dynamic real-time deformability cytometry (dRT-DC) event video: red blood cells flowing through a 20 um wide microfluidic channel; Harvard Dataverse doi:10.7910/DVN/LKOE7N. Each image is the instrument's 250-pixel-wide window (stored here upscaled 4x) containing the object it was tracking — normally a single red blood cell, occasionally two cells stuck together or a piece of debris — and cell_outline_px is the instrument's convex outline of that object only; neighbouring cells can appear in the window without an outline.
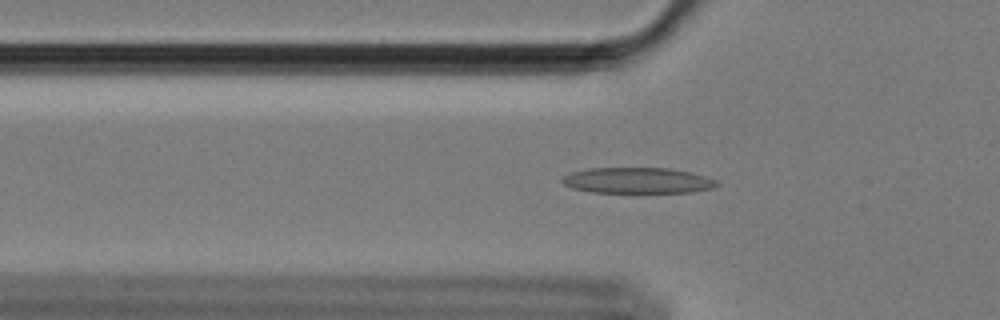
{"species": "Egyptian fruit bat (a non-hibernating species)", "species_latin": "Rousettus aegyptiacus", "temperature_condition": "cold", "stored_images_in_passage": 45, "camera_frame_rate_fps": 3000, "um_per_image_px": 0.085, "animal": {"sex": "female"}, "frame": {"image": 1, "passage_image": 6, "time_ms": 1.667, "image_size_px": [1000, 320], "cell_outline_px": [[720, 184], [712, 188], [692, 192], [592, 192], [572, 188], [564, 184], [560, 180], [568, 172], [588, 168], [668, 168], [692, 172], [716, 180]], "centroid_in_image_um": [54.17, 15.33], "position_along_channel_um": 71.6, "area_um2": 23.29}}
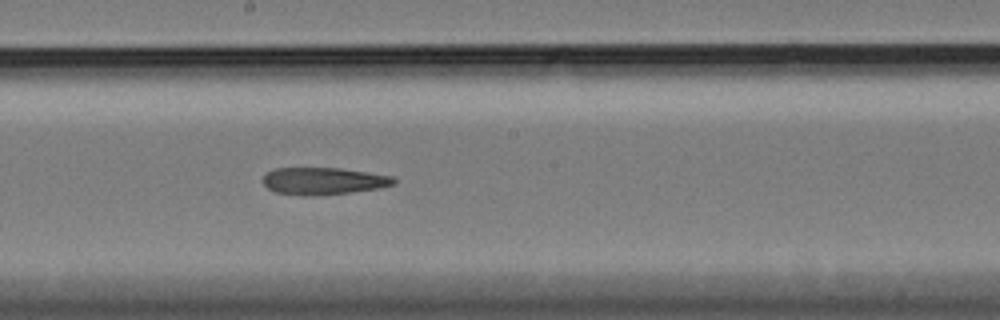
{"frame": {"image": 2, "passage_image": 19, "time_ms": 6.0, "image_size_px": [1000, 320], "cell_outline_px": [[396, 184], [380, 188], [352, 192], [316, 196], [304, 196], [276, 192], [268, 188], [264, 184], [264, 172], [272, 168], [340, 168], [368, 172], [392, 176], [396, 180]], "centroid_in_image_um": [27.49, 15.38], "position_along_channel_um": 220.7, "area_um2": 20.92}}
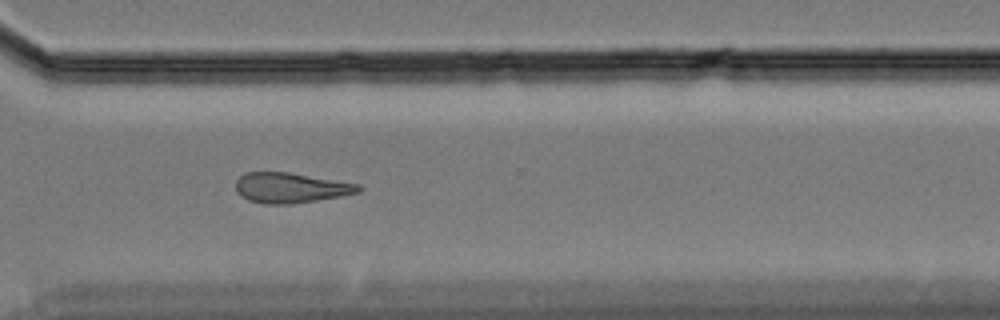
{"frame": {"image": 3, "passage_image": 30, "time_ms": 9.667, "image_size_px": [1000, 320], "cell_outline_px": [[364, 188], [360, 192], [340, 196], [292, 204], [264, 204], [248, 200], [240, 196], [236, 192], [236, 180], [244, 172], [288, 172], [360, 184]], "centroid_in_image_um": [24.69, 15.96], "position_along_channel_um": 345.9, "area_um2": 21.73}}